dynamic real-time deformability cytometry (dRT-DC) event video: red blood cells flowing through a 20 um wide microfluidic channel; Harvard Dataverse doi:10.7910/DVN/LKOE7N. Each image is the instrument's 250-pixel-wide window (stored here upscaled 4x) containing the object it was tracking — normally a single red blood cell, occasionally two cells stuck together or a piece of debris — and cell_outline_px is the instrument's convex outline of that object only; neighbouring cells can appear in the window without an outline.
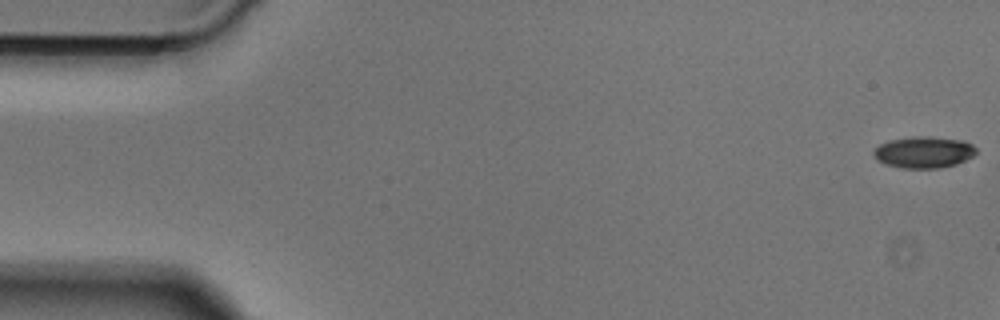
{"species": "Egyptian fruit bat (a non-hibernating species)", "species_latin": "Rousettus aegyptiacus", "temperature_condition": "cold", "stored_images_in_passage": 7, "camera_frame_rate_fps": 3000, "um_per_image_px": 0.085, "animal": {"sex": "male"}, "frame": {"image": 1, "passage_image": 1, "time_ms": 0.0, "image_size_px": [1000, 320], "cell_outline_px": [[976, 152], [972, 156], [956, 164], [940, 168], [900, 168], [876, 160], [872, 152], [880, 144], [888, 140], [912, 136], [932, 136], [964, 140], [972, 144], [976, 148]], "centroid_in_image_um": [78.51, 12.92], "position_along_channel_um": 6.5, "area_um2": 18.96}}